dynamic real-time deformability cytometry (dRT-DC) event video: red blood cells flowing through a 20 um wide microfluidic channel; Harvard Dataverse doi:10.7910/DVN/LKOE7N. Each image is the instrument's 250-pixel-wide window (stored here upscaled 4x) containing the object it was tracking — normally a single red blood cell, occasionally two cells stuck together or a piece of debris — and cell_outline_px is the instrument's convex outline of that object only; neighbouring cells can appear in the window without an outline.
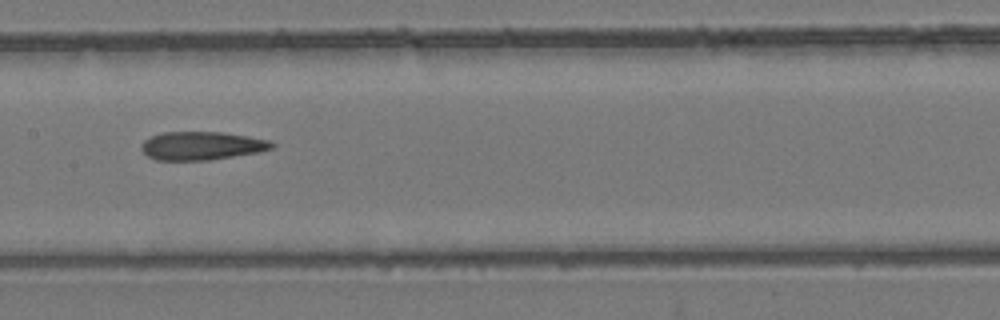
{"species": "common noctule bat (a hibernating species)", "species_latin": "Nyctalus noctula", "temperature_condition": "room temperature", "stored_images_in_passage": 9, "segment_of_instrument_passage": [1, 2], "camera_frame_rate_fps": 3000, "um_per_image_px": 0.085, "animal": {"sex": "female", "body_mass_g": 24.6, "forearm_length_mm": 56.2}, "frame": {"image": 1, "passage_image": 6, "time_ms": 1.667, "image_size_px": [1000, 320], "cell_outline_px": [[276, 144], [272, 148], [260, 152], [208, 160], [156, 160], [148, 156], [140, 148], [140, 144], [144, 140], [152, 136], [164, 132], [224, 132], [272, 140]], "centroid_in_image_um": [17.17, 12.38], "position_along_channel_um": 190.2, "area_um2": 21.68}}
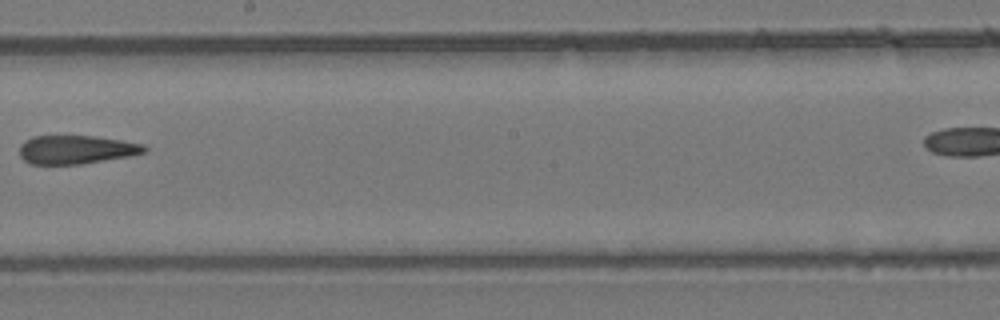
{"frame": {"image": 2, "passage_image": 7, "time_ms": 2.0, "image_size_px": [1000, 320], "cell_outline_px": [[148, 152], [128, 156], [80, 164], [32, 164], [24, 160], [20, 156], [20, 144], [24, 140], [32, 136], [96, 136], [144, 144], [148, 148]], "centroid_in_image_um": [6.48, 12.71], "position_along_channel_um": 241.7, "area_um2": 20.81}}
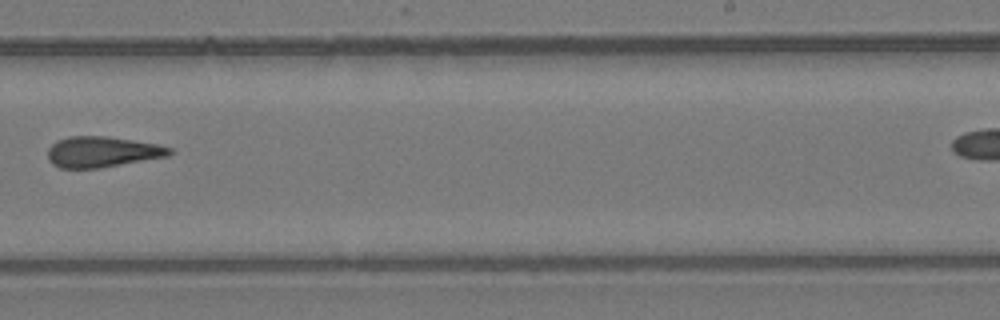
{"frame": {"image": 3, "passage_image": 8, "time_ms": 2.333, "image_size_px": [1000, 320], "cell_outline_px": [[172, 152], [168, 156], [100, 168], [60, 168], [52, 164], [48, 160], [48, 148], [56, 140], [68, 136], [108, 136], [156, 144], [172, 148]], "centroid_in_image_um": [8.65, 12.91], "position_along_channel_um": 280.4, "area_um2": 21.85}}